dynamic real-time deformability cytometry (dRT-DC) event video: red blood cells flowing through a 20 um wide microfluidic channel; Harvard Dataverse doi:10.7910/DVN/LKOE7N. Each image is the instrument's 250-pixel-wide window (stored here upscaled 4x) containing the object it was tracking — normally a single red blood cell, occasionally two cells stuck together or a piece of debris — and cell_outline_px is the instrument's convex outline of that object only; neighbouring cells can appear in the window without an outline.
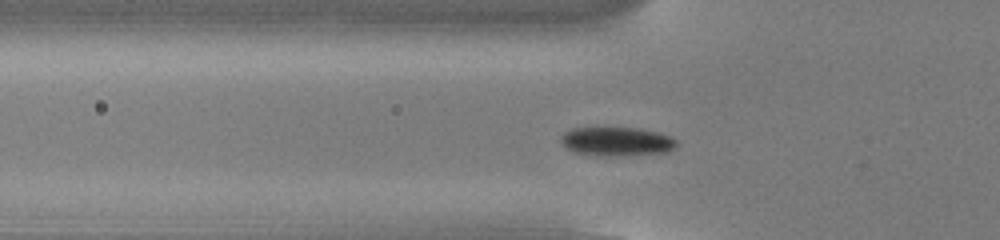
{"species": "common noctule bat (a hibernating species)", "species_latin": "Nyctalus noctula", "temperature_condition": "cold", "stored_images_in_passage": 51, "camera_frame_rate_fps": 3000, "um_per_image_px": 0.085, "animal": {"sex": "male", "body_mass_g": 13.0, "forearm_length_mm": 53.1}, "frame": {"image": 1, "passage_image": 16, "time_ms": 5.0, "image_size_px": [1000, 240], "cell_outline_px": [[676, 144], [668, 152], [616, 156], [596, 156], [572, 152], [560, 140], [560, 136], [564, 132], [572, 128], [640, 128], [656, 132], [668, 136], [676, 140]], "centroid_in_image_um": [52.37, 12.03], "position_along_channel_um": 73.4, "area_um2": 19.42}}
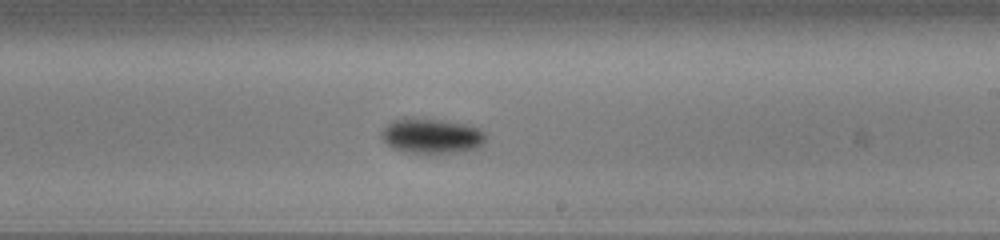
{"frame": {"image": 2, "passage_image": 30, "time_ms": 9.667, "image_size_px": [1000, 240], "cell_outline_px": [[488, 136], [484, 144], [476, 148], [460, 152], [404, 152], [392, 148], [380, 136], [380, 132], [392, 120], [412, 116], [444, 120], [464, 124], [480, 128]], "centroid_in_image_um": [36.69, 11.52], "position_along_channel_um": 252.3, "area_um2": 21.56}}
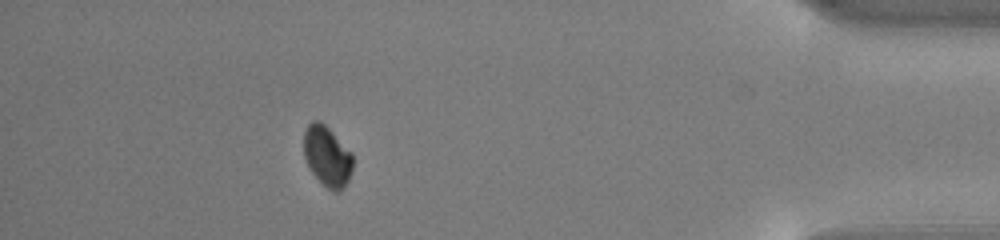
{"frame": {"image": 3, "passage_image": 46, "time_ms": 15.0, "image_size_px": [1000, 240], "cell_outline_px": [[352, 172], [344, 188], [340, 192], [332, 192], [308, 168], [304, 156], [304, 132], [308, 124], [312, 120], [320, 120], [352, 152]], "centroid_in_image_um": [27.81, 13.28], "position_along_channel_um": 407.4, "area_um2": 17.28}, "authors_computed_cell_mechanics": {"area_um2": 18.3226, "velocity_mm_per_s": 3.8372, "shape_relaxation_time_tau1_ms": 1.3043, "shape_relaxation_time_tau2_ms": null, "deformation_change_tau1": 0.0662, "deformation_change_tau2": null}}